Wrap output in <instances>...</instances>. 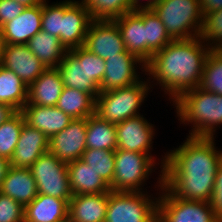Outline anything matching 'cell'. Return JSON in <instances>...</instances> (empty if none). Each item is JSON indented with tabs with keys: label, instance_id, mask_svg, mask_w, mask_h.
I'll return each mask as SVG.
<instances>
[{
	"label": "cell",
	"instance_id": "1f68e13d",
	"mask_svg": "<svg viewBox=\"0 0 222 222\" xmlns=\"http://www.w3.org/2000/svg\"><path fill=\"white\" fill-rule=\"evenodd\" d=\"M93 20H114L131 12L130 0H81Z\"/></svg>",
	"mask_w": 222,
	"mask_h": 222
},
{
	"label": "cell",
	"instance_id": "ee69618b",
	"mask_svg": "<svg viewBox=\"0 0 222 222\" xmlns=\"http://www.w3.org/2000/svg\"><path fill=\"white\" fill-rule=\"evenodd\" d=\"M10 167V160L0 157V186L6 177L7 171Z\"/></svg>",
	"mask_w": 222,
	"mask_h": 222
},
{
	"label": "cell",
	"instance_id": "9a60e30c",
	"mask_svg": "<svg viewBox=\"0 0 222 222\" xmlns=\"http://www.w3.org/2000/svg\"><path fill=\"white\" fill-rule=\"evenodd\" d=\"M0 64L12 70L27 86L47 69L27 44H5Z\"/></svg>",
	"mask_w": 222,
	"mask_h": 222
},
{
	"label": "cell",
	"instance_id": "e0dca14e",
	"mask_svg": "<svg viewBox=\"0 0 222 222\" xmlns=\"http://www.w3.org/2000/svg\"><path fill=\"white\" fill-rule=\"evenodd\" d=\"M42 4L26 6L22 13L1 28L5 44H27L41 31Z\"/></svg>",
	"mask_w": 222,
	"mask_h": 222
},
{
	"label": "cell",
	"instance_id": "5b68a950",
	"mask_svg": "<svg viewBox=\"0 0 222 222\" xmlns=\"http://www.w3.org/2000/svg\"><path fill=\"white\" fill-rule=\"evenodd\" d=\"M152 10L173 40L200 36L204 15L199 0H160Z\"/></svg>",
	"mask_w": 222,
	"mask_h": 222
},
{
	"label": "cell",
	"instance_id": "b9f144b4",
	"mask_svg": "<svg viewBox=\"0 0 222 222\" xmlns=\"http://www.w3.org/2000/svg\"><path fill=\"white\" fill-rule=\"evenodd\" d=\"M160 0H146L143 4L140 0H130L131 11L152 10Z\"/></svg>",
	"mask_w": 222,
	"mask_h": 222
},
{
	"label": "cell",
	"instance_id": "d590c367",
	"mask_svg": "<svg viewBox=\"0 0 222 222\" xmlns=\"http://www.w3.org/2000/svg\"><path fill=\"white\" fill-rule=\"evenodd\" d=\"M77 60H85V70L89 80L99 89L106 69L105 60L88 51L83 46L68 50Z\"/></svg>",
	"mask_w": 222,
	"mask_h": 222
},
{
	"label": "cell",
	"instance_id": "2e32d148",
	"mask_svg": "<svg viewBox=\"0 0 222 222\" xmlns=\"http://www.w3.org/2000/svg\"><path fill=\"white\" fill-rule=\"evenodd\" d=\"M48 150L49 138L37 128L24 123L16 148L10 159V166L30 168Z\"/></svg>",
	"mask_w": 222,
	"mask_h": 222
},
{
	"label": "cell",
	"instance_id": "4316f807",
	"mask_svg": "<svg viewBox=\"0 0 222 222\" xmlns=\"http://www.w3.org/2000/svg\"><path fill=\"white\" fill-rule=\"evenodd\" d=\"M87 149L117 150L116 126L101 119L97 114L87 118Z\"/></svg>",
	"mask_w": 222,
	"mask_h": 222
},
{
	"label": "cell",
	"instance_id": "277c9868",
	"mask_svg": "<svg viewBox=\"0 0 222 222\" xmlns=\"http://www.w3.org/2000/svg\"><path fill=\"white\" fill-rule=\"evenodd\" d=\"M144 79L126 87L100 92L96 98L95 114L114 124L141 115L139 108L152 89L150 81Z\"/></svg>",
	"mask_w": 222,
	"mask_h": 222
},
{
	"label": "cell",
	"instance_id": "ba28073f",
	"mask_svg": "<svg viewBox=\"0 0 222 222\" xmlns=\"http://www.w3.org/2000/svg\"><path fill=\"white\" fill-rule=\"evenodd\" d=\"M147 191H109L105 222H156L158 197Z\"/></svg>",
	"mask_w": 222,
	"mask_h": 222
},
{
	"label": "cell",
	"instance_id": "d4e9b609",
	"mask_svg": "<svg viewBox=\"0 0 222 222\" xmlns=\"http://www.w3.org/2000/svg\"><path fill=\"white\" fill-rule=\"evenodd\" d=\"M64 87L73 88L91 94L95 99L100 89L87 76L85 60H77L69 51L58 65Z\"/></svg>",
	"mask_w": 222,
	"mask_h": 222
},
{
	"label": "cell",
	"instance_id": "30bf717a",
	"mask_svg": "<svg viewBox=\"0 0 222 222\" xmlns=\"http://www.w3.org/2000/svg\"><path fill=\"white\" fill-rule=\"evenodd\" d=\"M83 47L104 60L126 52L125 43L114 20H92Z\"/></svg>",
	"mask_w": 222,
	"mask_h": 222
},
{
	"label": "cell",
	"instance_id": "ab89813d",
	"mask_svg": "<svg viewBox=\"0 0 222 222\" xmlns=\"http://www.w3.org/2000/svg\"><path fill=\"white\" fill-rule=\"evenodd\" d=\"M209 203L212 206L218 220L222 222V161L217 170L213 195Z\"/></svg>",
	"mask_w": 222,
	"mask_h": 222
},
{
	"label": "cell",
	"instance_id": "f546056e",
	"mask_svg": "<svg viewBox=\"0 0 222 222\" xmlns=\"http://www.w3.org/2000/svg\"><path fill=\"white\" fill-rule=\"evenodd\" d=\"M146 28V64L154 53L163 49L173 39L167 33L164 24L153 10H144Z\"/></svg>",
	"mask_w": 222,
	"mask_h": 222
},
{
	"label": "cell",
	"instance_id": "ac0fdd59",
	"mask_svg": "<svg viewBox=\"0 0 222 222\" xmlns=\"http://www.w3.org/2000/svg\"><path fill=\"white\" fill-rule=\"evenodd\" d=\"M25 123L43 132L49 139L73 120L56 106L25 105L20 111Z\"/></svg>",
	"mask_w": 222,
	"mask_h": 222
},
{
	"label": "cell",
	"instance_id": "5bb4252c",
	"mask_svg": "<svg viewBox=\"0 0 222 222\" xmlns=\"http://www.w3.org/2000/svg\"><path fill=\"white\" fill-rule=\"evenodd\" d=\"M92 20L81 0L64 1V16L61 18V43L67 50L84 45Z\"/></svg>",
	"mask_w": 222,
	"mask_h": 222
},
{
	"label": "cell",
	"instance_id": "7a4b0ae2",
	"mask_svg": "<svg viewBox=\"0 0 222 222\" xmlns=\"http://www.w3.org/2000/svg\"><path fill=\"white\" fill-rule=\"evenodd\" d=\"M200 36L172 40L153 54L146 64L151 88L156 84L174 102L184 92L200 86L205 61L210 52ZM156 82L152 84L153 82Z\"/></svg>",
	"mask_w": 222,
	"mask_h": 222
},
{
	"label": "cell",
	"instance_id": "e575fe53",
	"mask_svg": "<svg viewBox=\"0 0 222 222\" xmlns=\"http://www.w3.org/2000/svg\"><path fill=\"white\" fill-rule=\"evenodd\" d=\"M200 38L211 50H222V9L204 15Z\"/></svg>",
	"mask_w": 222,
	"mask_h": 222
},
{
	"label": "cell",
	"instance_id": "484cf974",
	"mask_svg": "<svg viewBox=\"0 0 222 222\" xmlns=\"http://www.w3.org/2000/svg\"><path fill=\"white\" fill-rule=\"evenodd\" d=\"M27 46L47 68H57L68 52L57 36L42 30L28 41Z\"/></svg>",
	"mask_w": 222,
	"mask_h": 222
},
{
	"label": "cell",
	"instance_id": "4fadbf2b",
	"mask_svg": "<svg viewBox=\"0 0 222 222\" xmlns=\"http://www.w3.org/2000/svg\"><path fill=\"white\" fill-rule=\"evenodd\" d=\"M87 118L73 119L61 132L49 139V152L69 163L81 159L86 147Z\"/></svg>",
	"mask_w": 222,
	"mask_h": 222
},
{
	"label": "cell",
	"instance_id": "7c38bea8",
	"mask_svg": "<svg viewBox=\"0 0 222 222\" xmlns=\"http://www.w3.org/2000/svg\"><path fill=\"white\" fill-rule=\"evenodd\" d=\"M105 66L100 92L137 83L142 80L138 69L142 70L141 74L146 72V64L128 51L106 59Z\"/></svg>",
	"mask_w": 222,
	"mask_h": 222
},
{
	"label": "cell",
	"instance_id": "6da1fadb",
	"mask_svg": "<svg viewBox=\"0 0 222 222\" xmlns=\"http://www.w3.org/2000/svg\"><path fill=\"white\" fill-rule=\"evenodd\" d=\"M215 137H191L166 152L163 186L175 197L210 202L222 150ZM218 148V150H217Z\"/></svg>",
	"mask_w": 222,
	"mask_h": 222
},
{
	"label": "cell",
	"instance_id": "8992f818",
	"mask_svg": "<svg viewBox=\"0 0 222 222\" xmlns=\"http://www.w3.org/2000/svg\"><path fill=\"white\" fill-rule=\"evenodd\" d=\"M166 154L158 163L150 155L134 151L117 149L115 151V168L113 181L109 185L111 191L143 192L146 180L151 177L158 165L163 170ZM158 163V164H157ZM157 167H156V165ZM143 187V188H142Z\"/></svg>",
	"mask_w": 222,
	"mask_h": 222
},
{
	"label": "cell",
	"instance_id": "bcb514c9",
	"mask_svg": "<svg viewBox=\"0 0 222 222\" xmlns=\"http://www.w3.org/2000/svg\"><path fill=\"white\" fill-rule=\"evenodd\" d=\"M4 46H5V42H4V38H3L2 28L0 26V62H1V59H2Z\"/></svg>",
	"mask_w": 222,
	"mask_h": 222
},
{
	"label": "cell",
	"instance_id": "d6986e66",
	"mask_svg": "<svg viewBox=\"0 0 222 222\" xmlns=\"http://www.w3.org/2000/svg\"><path fill=\"white\" fill-rule=\"evenodd\" d=\"M126 51L135 55L146 64V28L144 26V10L131 11L114 19Z\"/></svg>",
	"mask_w": 222,
	"mask_h": 222
},
{
	"label": "cell",
	"instance_id": "cb8c5ba5",
	"mask_svg": "<svg viewBox=\"0 0 222 222\" xmlns=\"http://www.w3.org/2000/svg\"><path fill=\"white\" fill-rule=\"evenodd\" d=\"M67 170L69 186L73 195L111 191L110 186L81 159L67 163Z\"/></svg>",
	"mask_w": 222,
	"mask_h": 222
},
{
	"label": "cell",
	"instance_id": "d6a6232c",
	"mask_svg": "<svg viewBox=\"0 0 222 222\" xmlns=\"http://www.w3.org/2000/svg\"><path fill=\"white\" fill-rule=\"evenodd\" d=\"M25 119L20 111L0 125V157L11 159Z\"/></svg>",
	"mask_w": 222,
	"mask_h": 222
},
{
	"label": "cell",
	"instance_id": "f1b7e54d",
	"mask_svg": "<svg viewBox=\"0 0 222 222\" xmlns=\"http://www.w3.org/2000/svg\"><path fill=\"white\" fill-rule=\"evenodd\" d=\"M28 86L12 70L0 64V103L16 112L27 103Z\"/></svg>",
	"mask_w": 222,
	"mask_h": 222
},
{
	"label": "cell",
	"instance_id": "8d00e7d4",
	"mask_svg": "<svg viewBox=\"0 0 222 222\" xmlns=\"http://www.w3.org/2000/svg\"><path fill=\"white\" fill-rule=\"evenodd\" d=\"M45 1L42 4L41 30L55 35L61 41V18L64 16V0L55 3ZM48 2V3H47Z\"/></svg>",
	"mask_w": 222,
	"mask_h": 222
},
{
	"label": "cell",
	"instance_id": "52a82bcc",
	"mask_svg": "<svg viewBox=\"0 0 222 222\" xmlns=\"http://www.w3.org/2000/svg\"><path fill=\"white\" fill-rule=\"evenodd\" d=\"M154 186L159 191L157 220L159 222H220L209 202L173 196L163 186V170Z\"/></svg>",
	"mask_w": 222,
	"mask_h": 222
},
{
	"label": "cell",
	"instance_id": "9c48e42d",
	"mask_svg": "<svg viewBox=\"0 0 222 222\" xmlns=\"http://www.w3.org/2000/svg\"><path fill=\"white\" fill-rule=\"evenodd\" d=\"M30 170L38 194L64 199L67 203L70 201L73 194L69 186L67 163L48 151L30 166Z\"/></svg>",
	"mask_w": 222,
	"mask_h": 222
},
{
	"label": "cell",
	"instance_id": "f6af8a7d",
	"mask_svg": "<svg viewBox=\"0 0 222 222\" xmlns=\"http://www.w3.org/2000/svg\"><path fill=\"white\" fill-rule=\"evenodd\" d=\"M15 1L23 4L26 7V6H35L38 4H43L46 0H15Z\"/></svg>",
	"mask_w": 222,
	"mask_h": 222
},
{
	"label": "cell",
	"instance_id": "836d02e7",
	"mask_svg": "<svg viewBox=\"0 0 222 222\" xmlns=\"http://www.w3.org/2000/svg\"><path fill=\"white\" fill-rule=\"evenodd\" d=\"M199 87L222 95V50H210Z\"/></svg>",
	"mask_w": 222,
	"mask_h": 222
},
{
	"label": "cell",
	"instance_id": "74e56055",
	"mask_svg": "<svg viewBox=\"0 0 222 222\" xmlns=\"http://www.w3.org/2000/svg\"><path fill=\"white\" fill-rule=\"evenodd\" d=\"M0 222H24V207L0 192Z\"/></svg>",
	"mask_w": 222,
	"mask_h": 222
},
{
	"label": "cell",
	"instance_id": "7bdbcfd3",
	"mask_svg": "<svg viewBox=\"0 0 222 222\" xmlns=\"http://www.w3.org/2000/svg\"><path fill=\"white\" fill-rule=\"evenodd\" d=\"M15 113H16V111L11 106L0 103V125L3 122L7 121Z\"/></svg>",
	"mask_w": 222,
	"mask_h": 222
},
{
	"label": "cell",
	"instance_id": "83f0119b",
	"mask_svg": "<svg viewBox=\"0 0 222 222\" xmlns=\"http://www.w3.org/2000/svg\"><path fill=\"white\" fill-rule=\"evenodd\" d=\"M96 99L89 93L64 87L56 107L72 119L88 118L95 114Z\"/></svg>",
	"mask_w": 222,
	"mask_h": 222
},
{
	"label": "cell",
	"instance_id": "603a6c76",
	"mask_svg": "<svg viewBox=\"0 0 222 222\" xmlns=\"http://www.w3.org/2000/svg\"><path fill=\"white\" fill-rule=\"evenodd\" d=\"M24 222H68V203L45 194H38L24 207Z\"/></svg>",
	"mask_w": 222,
	"mask_h": 222
},
{
	"label": "cell",
	"instance_id": "ffe728a7",
	"mask_svg": "<svg viewBox=\"0 0 222 222\" xmlns=\"http://www.w3.org/2000/svg\"><path fill=\"white\" fill-rule=\"evenodd\" d=\"M109 192L73 195L68 202V222H105Z\"/></svg>",
	"mask_w": 222,
	"mask_h": 222
},
{
	"label": "cell",
	"instance_id": "8fae6325",
	"mask_svg": "<svg viewBox=\"0 0 222 222\" xmlns=\"http://www.w3.org/2000/svg\"><path fill=\"white\" fill-rule=\"evenodd\" d=\"M115 126L117 149L145 153L156 160L151 153L156 129L146 117L144 118L141 114L117 123Z\"/></svg>",
	"mask_w": 222,
	"mask_h": 222
},
{
	"label": "cell",
	"instance_id": "44dd1931",
	"mask_svg": "<svg viewBox=\"0 0 222 222\" xmlns=\"http://www.w3.org/2000/svg\"><path fill=\"white\" fill-rule=\"evenodd\" d=\"M64 85L57 68H47L28 86L25 105L56 106Z\"/></svg>",
	"mask_w": 222,
	"mask_h": 222
},
{
	"label": "cell",
	"instance_id": "4dcf8cb0",
	"mask_svg": "<svg viewBox=\"0 0 222 222\" xmlns=\"http://www.w3.org/2000/svg\"><path fill=\"white\" fill-rule=\"evenodd\" d=\"M108 185L113 181L115 168V151L86 149L81 157Z\"/></svg>",
	"mask_w": 222,
	"mask_h": 222
},
{
	"label": "cell",
	"instance_id": "f35d334b",
	"mask_svg": "<svg viewBox=\"0 0 222 222\" xmlns=\"http://www.w3.org/2000/svg\"><path fill=\"white\" fill-rule=\"evenodd\" d=\"M25 6L15 0H0V26L19 16Z\"/></svg>",
	"mask_w": 222,
	"mask_h": 222
},
{
	"label": "cell",
	"instance_id": "7402d4cb",
	"mask_svg": "<svg viewBox=\"0 0 222 222\" xmlns=\"http://www.w3.org/2000/svg\"><path fill=\"white\" fill-rule=\"evenodd\" d=\"M0 192L23 207L28 205L37 195V185L30 168L10 166L0 186Z\"/></svg>",
	"mask_w": 222,
	"mask_h": 222
},
{
	"label": "cell",
	"instance_id": "60d3db41",
	"mask_svg": "<svg viewBox=\"0 0 222 222\" xmlns=\"http://www.w3.org/2000/svg\"><path fill=\"white\" fill-rule=\"evenodd\" d=\"M199 2L203 15L222 9V0H199Z\"/></svg>",
	"mask_w": 222,
	"mask_h": 222
},
{
	"label": "cell",
	"instance_id": "3957f363",
	"mask_svg": "<svg viewBox=\"0 0 222 222\" xmlns=\"http://www.w3.org/2000/svg\"><path fill=\"white\" fill-rule=\"evenodd\" d=\"M172 105L180 124L193 125L187 136L216 137L222 125V95L196 87L181 94Z\"/></svg>",
	"mask_w": 222,
	"mask_h": 222
}]
</instances>
